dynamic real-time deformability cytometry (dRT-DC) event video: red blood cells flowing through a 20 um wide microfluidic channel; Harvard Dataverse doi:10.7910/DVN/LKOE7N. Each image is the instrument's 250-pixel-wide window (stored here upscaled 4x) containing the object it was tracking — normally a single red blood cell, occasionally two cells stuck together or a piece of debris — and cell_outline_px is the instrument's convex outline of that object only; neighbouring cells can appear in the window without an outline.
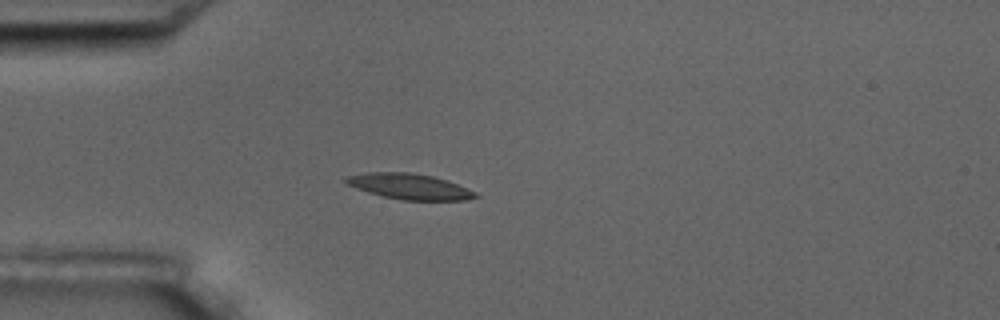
{"species": "common noctule bat (a hibernating species)", "species_latin": "Nyctalus noctula", "temperature_condition": "room temperature", "stored_images_in_passage": 1, "camera_frame_rate_fps": 3000, "um_per_image_px": 0.085, "animal": {"sex": "male", "body_mass_g": 17.5, "forearm_length_mm": 52.3}, "frame": {"image": 1, "passage_image": 1, "time_ms": 0.0, "image_size_px": [1000, 320], "cell_outline_px": [[480, 196], [464, 200], [404, 200], [384, 196], [368, 192], [356, 188], [348, 184], [344, 180], [348, 176], [368, 172], [412, 172], [432, 176], [456, 184], [476, 192]], "centroid_in_image_um": [34.81, 15.85], "position_along_channel_um": 50.2, "area_um2": 19.02}}